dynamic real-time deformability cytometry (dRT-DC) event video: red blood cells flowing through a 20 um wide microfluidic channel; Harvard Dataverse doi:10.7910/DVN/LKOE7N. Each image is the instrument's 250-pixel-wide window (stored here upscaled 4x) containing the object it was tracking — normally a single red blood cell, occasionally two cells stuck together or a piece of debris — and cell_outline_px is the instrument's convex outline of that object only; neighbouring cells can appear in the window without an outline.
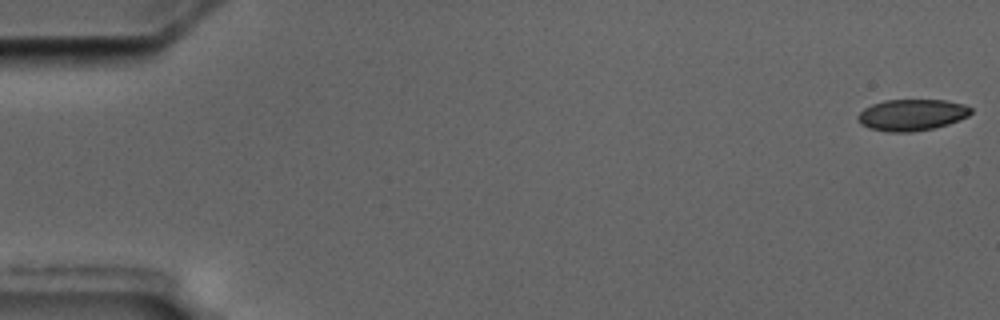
{"species": "common noctule bat (a hibernating species)", "species_latin": "Nyctalus noctula", "temperature_condition": "cold", "stored_images_in_passage": 2, "camera_frame_rate_fps": 3000, "um_per_image_px": 0.085, "animal": {"sex": "male", "body_mass_g": 17.5, "forearm_length_mm": 52.3}, "frame": {"image": 1, "passage_image": 1, "time_ms": 0.0, "image_size_px": [1000, 320], "cell_outline_px": [[972, 112], [968, 116], [948, 124], [932, 128], [912, 132], [888, 132], [868, 128], [860, 124], [856, 120], [856, 116], [864, 108], [872, 104], [884, 100], [944, 100], [964, 104], [972, 108]], "centroid_in_image_um": [77.46, 9.77], "position_along_channel_um": 7.5, "area_um2": 20.81}}